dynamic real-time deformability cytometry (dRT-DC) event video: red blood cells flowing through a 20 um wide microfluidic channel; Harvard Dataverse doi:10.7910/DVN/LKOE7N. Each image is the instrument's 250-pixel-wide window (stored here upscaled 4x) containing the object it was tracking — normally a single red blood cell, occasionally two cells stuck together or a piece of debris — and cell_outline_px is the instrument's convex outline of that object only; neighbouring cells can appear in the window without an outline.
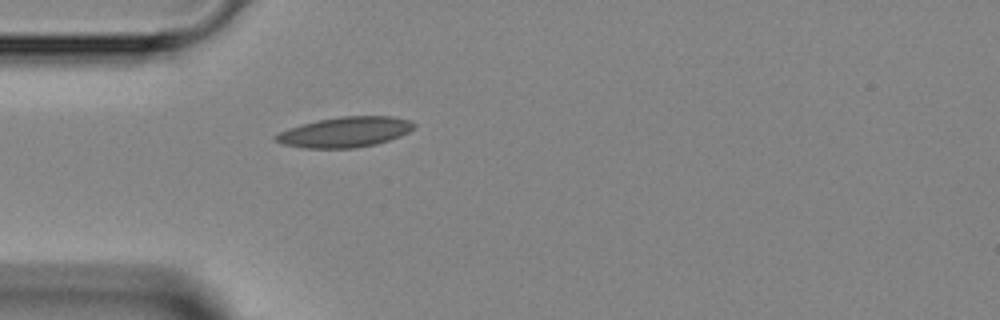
{"species": "Egyptian fruit bat (a non-hibernating species)", "species_latin": "Rousettus aegyptiacus", "temperature_condition": "room temperature", "stored_images_in_passage": 1, "camera_frame_rate_fps": 3000, "um_per_image_px": 0.085, "animal": {"sex": "female"}, "frame": {"image": 1, "passage_image": 1, "time_ms": 0.0, "image_size_px": [1000, 320], "cell_outline_px": [[416, 124], [408, 132], [400, 136], [376, 144], [356, 148], [304, 148], [284, 144], [272, 140], [272, 136], [288, 128], [300, 124], [316, 120], [340, 116], [392, 116], [408, 120]], "centroid_in_image_um": [29.27, 11.22], "position_along_channel_um": 55.7, "area_um2": 24.51}}